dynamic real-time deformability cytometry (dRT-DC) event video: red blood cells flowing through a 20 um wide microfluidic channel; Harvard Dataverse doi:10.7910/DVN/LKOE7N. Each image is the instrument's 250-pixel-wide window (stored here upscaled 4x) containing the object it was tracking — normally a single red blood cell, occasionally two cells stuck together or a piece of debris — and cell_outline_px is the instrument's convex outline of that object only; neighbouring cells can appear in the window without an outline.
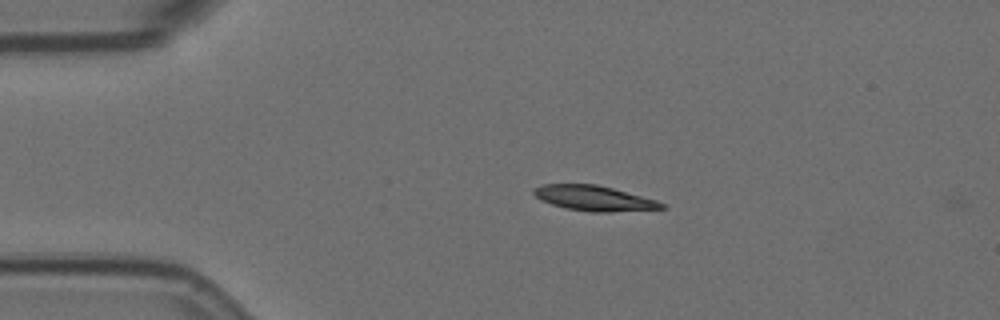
{"species": "Egyptian fruit bat (a non-hibernating species)", "species_latin": "Rousettus aegyptiacus", "temperature_condition": "room temperature", "stored_images_in_passage": 3, "camera_frame_rate_fps": 3000, "um_per_image_px": 0.085, "animal": {"sex": "female"}, "frame": {"image": 1, "passage_image": 2, "time_ms": 0.333, "image_size_px": [1000, 320], "cell_outline_px": [[668, 208], [612, 212], [592, 212], [564, 208], [540, 200], [532, 192], [532, 188], [544, 184], [596, 184], [612, 188], [656, 200], [664, 204]], "centroid_in_image_um": [50.47, 16.85], "position_along_channel_um": 34.5, "area_um2": 18.73}}